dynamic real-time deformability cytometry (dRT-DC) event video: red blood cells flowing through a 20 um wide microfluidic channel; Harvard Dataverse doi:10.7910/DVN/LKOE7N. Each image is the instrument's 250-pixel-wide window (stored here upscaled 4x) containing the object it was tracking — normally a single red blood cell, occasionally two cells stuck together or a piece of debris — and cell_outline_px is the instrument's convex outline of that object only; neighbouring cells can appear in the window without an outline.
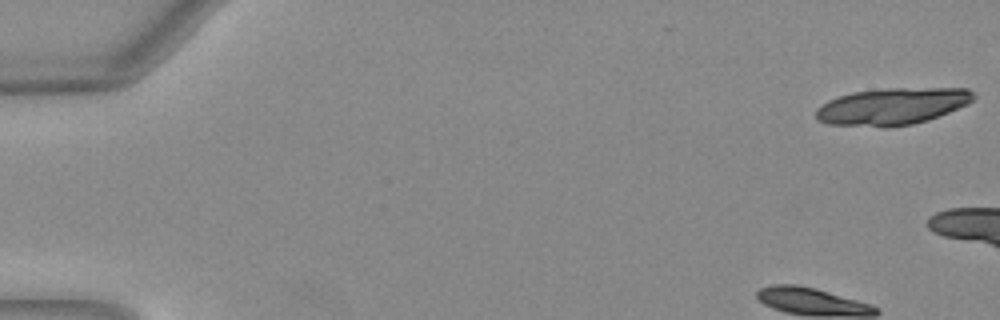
{"species": "Egyptian fruit bat (a non-hibernating species)", "species_latin": "Rousettus aegyptiacus", "temperature_condition": "warm", "stored_images_in_passage": 12, "camera_frame_rate_fps": 3000, "um_per_image_px": 0.085, "animal": {"sex": "female"}, "frame": {"image": 1, "passage_image": 1, "time_ms": 0.0, "image_size_px": [1000, 320], "cell_outline_px": [[976, 96], [968, 104], [928, 120], [912, 124], [888, 128], [884, 128], [828, 124], [816, 120], [816, 108], [820, 104], [828, 100], [852, 92], [884, 88], [968, 88]], "centroid_in_image_um": [75.8, 9.05], "position_along_channel_um": 9.2, "area_um2": 34.22}}